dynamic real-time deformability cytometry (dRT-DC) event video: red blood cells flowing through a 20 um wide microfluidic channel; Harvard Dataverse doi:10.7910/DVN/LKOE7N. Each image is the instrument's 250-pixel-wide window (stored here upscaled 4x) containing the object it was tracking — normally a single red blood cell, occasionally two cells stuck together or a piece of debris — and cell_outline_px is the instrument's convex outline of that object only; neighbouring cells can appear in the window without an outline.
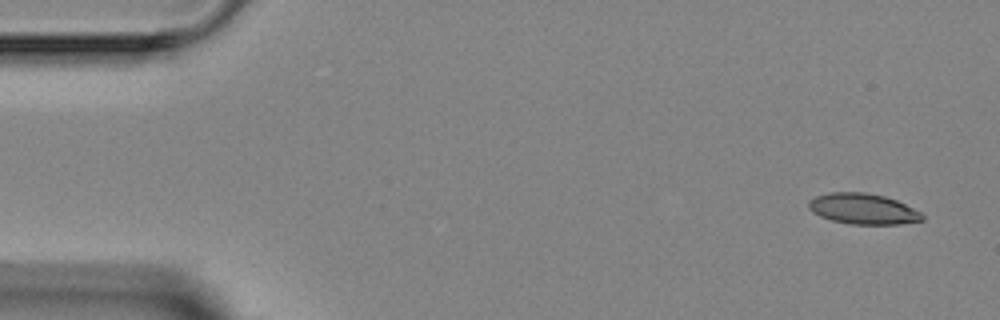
{"species": "Egyptian fruit bat (a non-hibernating species)", "species_latin": "Rousettus aegyptiacus", "temperature_condition": "room temperature", "stored_images_in_passage": 5, "segment_of_instrument_passage": [1, 2], "camera_frame_rate_fps": 3000, "um_per_image_px": 0.085, "animal": {"sex": "female"}, "frame": {"image": 1, "passage_image": 1, "time_ms": 0.0, "image_size_px": [1000, 320], "cell_outline_px": [[924, 220], [900, 224], [852, 224], [832, 220], [820, 216], [812, 212], [808, 208], [808, 200], [816, 196], [832, 192], [864, 192], [884, 196], [896, 200], [920, 212], [924, 216]], "centroid_in_image_um": [73.34, 17.75], "position_along_channel_um": 11.7, "area_um2": 20.23}}
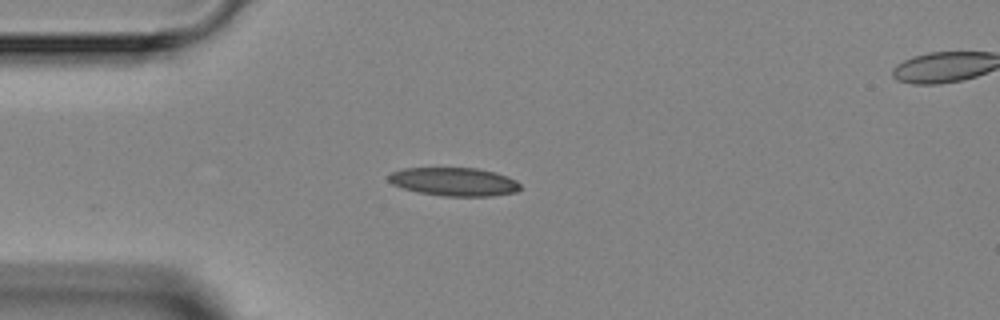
{"frame": {"image": 2, "passage_image": 4, "time_ms": 3.333, "image_size_px": [1000, 320], "cell_outline_px": [[520, 188], [516, 192], [492, 196], [444, 196], [416, 192], [392, 184], [388, 180], [388, 176], [392, 172], [404, 168], [476, 168], [496, 172], [508, 176], [516, 180], [520, 184]], "centroid_in_image_um": [38.61, 15.45], "position_along_channel_um": 46.4, "area_um2": 21.85}}